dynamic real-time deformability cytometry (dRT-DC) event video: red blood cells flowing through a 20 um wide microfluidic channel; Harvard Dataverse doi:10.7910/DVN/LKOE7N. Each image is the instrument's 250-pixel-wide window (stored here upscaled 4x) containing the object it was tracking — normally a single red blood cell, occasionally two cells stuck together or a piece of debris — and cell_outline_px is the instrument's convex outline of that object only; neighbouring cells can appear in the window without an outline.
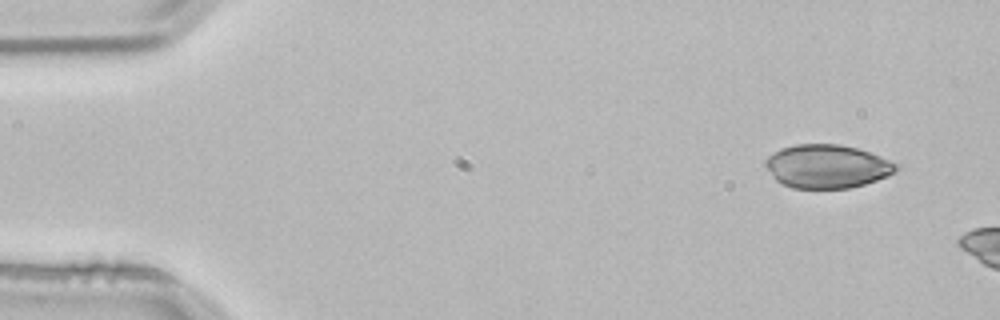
{"species": "common noctule bat (a hibernating species)", "species_latin": "Nyctalus noctula", "temperature_condition": "room temperature", "stored_images_in_passage": 5, "camera_frame_rate_fps": 3000, "um_per_image_px": 0.085, "animal": {"sex": "male", "body_mass_g": 21.5, "forearm_length_mm": 52.0}, "frame": {"image": 1, "passage_image": 1, "time_ms": 0.0, "image_size_px": [1000, 320], "cell_outline_px": [[900, 168], [888, 176], [864, 184], [848, 188], [792, 188], [780, 184], [776, 180], [764, 164], [764, 160], [768, 156], [780, 148], [796, 144], [840, 144], [856, 148], [880, 156], [900, 164]], "centroid_in_image_um": [70.3, 14.14], "position_along_channel_um": 14.7, "area_um2": 33.23}}
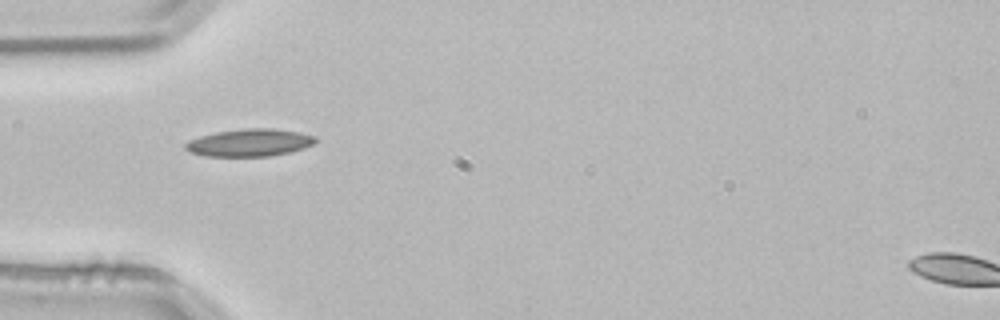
{"frame": {"image": 2, "passage_image": 5, "time_ms": 1.333, "image_size_px": [1000, 320], "cell_outline_px": [[316, 140], [312, 144], [304, 148], [272, 156], [204, 156], [192, 152], [184, 148], [184, 144], [188, 140], [200, 136], [216, 132], [244, 128], [272, 128], [300, 132], [316, 136]], "centroid_in_image_um": [21.2, 12.12], "position_along_channel_um": 63.8, "area_um2": 20.81}}